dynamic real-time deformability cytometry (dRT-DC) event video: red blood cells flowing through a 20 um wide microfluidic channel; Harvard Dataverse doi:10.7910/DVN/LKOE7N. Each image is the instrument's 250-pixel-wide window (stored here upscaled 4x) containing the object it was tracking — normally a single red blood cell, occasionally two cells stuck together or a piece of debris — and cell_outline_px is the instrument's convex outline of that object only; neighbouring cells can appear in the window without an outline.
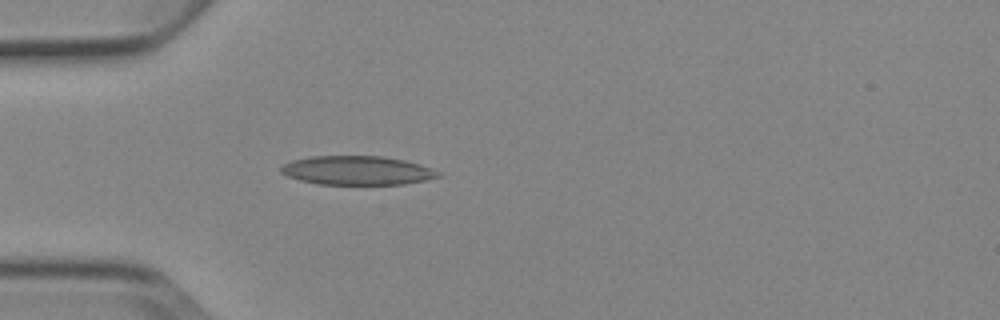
{"species": "Egyptian fruit bat (a non-hibernating species)", "species_latin": "Rousettus aegyptiacus", "temperature_condition": "cold", "stored_images_in_passage": 4, "camera_frame_rate_fps": 3000, "um_per_image_px": 0.085, "animal": {"sex": "female"}, "frame": {"image": 1, "passage_image": 4, "time_ms": 4.333, "image_size_px": [1000, 320], "cell_outline_px": [[440, 176], [424, 180], [404, 184], [320, 184], [300, 180], [288, 176], [280, 172], [280, 168], [284, 164], [292, 160], [312, 156], [380, 156], [404, 160], [420, 164], [440, 172]], "centroid_in_image_um": [30.34, 14.48], "position_along_channel_um": 54.7, "area_um2": 26.3}}